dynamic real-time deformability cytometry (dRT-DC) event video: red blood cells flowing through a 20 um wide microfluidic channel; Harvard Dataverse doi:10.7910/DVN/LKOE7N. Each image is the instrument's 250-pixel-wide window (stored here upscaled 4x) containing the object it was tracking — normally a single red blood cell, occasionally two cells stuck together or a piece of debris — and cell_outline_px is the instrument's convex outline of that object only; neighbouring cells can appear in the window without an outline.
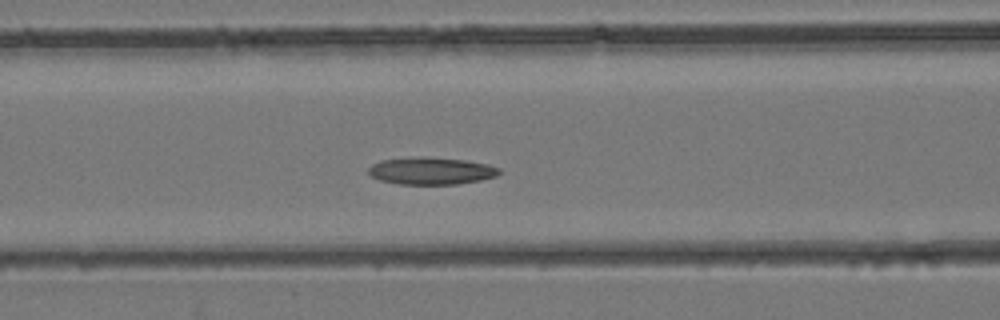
{"species": "common noctule bat (a hibernating species)", "species_latin": "Nyctalus noctula", "temperature_condition": "room temperature", "stored_images_in_passage": 33, "camera_frame_rate_fps": 3000, "um_per_image_px": 0.085, "animal": {"sex": "female", "body_mass_g": 24.6, "forearm_length_mm": 56.2}, "frame": {"image": 1, "passage_image": 13, "time_ms": 4.0, "image_size_px": [1000, 320], "cell_outline_px": [[500, 172], [496, 176], [480, 180], [456, 184], [400, 184], [380, 180], [372, 176], [368, 172], [368, 168], [372, 164], [380, 160], [464, 160], [488, 164], [500, 168]], "centroid_in_image_um": [36.69, 14.58], "position_along_channel_um": 129.9, "area_um2": 19.48}}
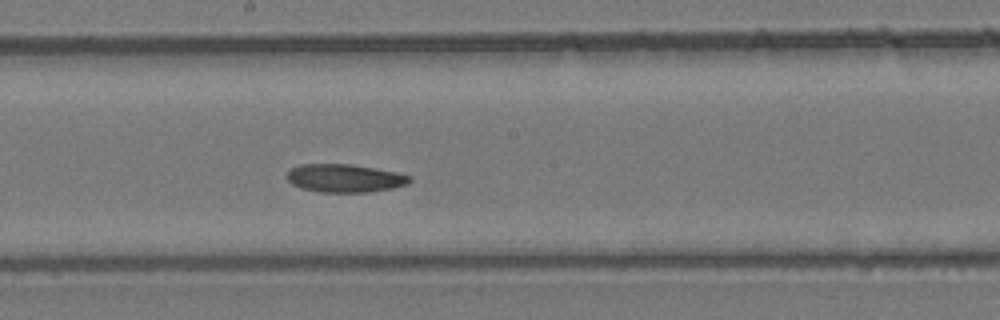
{"frame": {"image": 2, "passage_image": 18, "time_ms": 5.667, "image_size_px": [1000, 320], "cell_outline_px": [[412, 180], [408, 184], [392, 188], [372, 192], [320, 192], [300, 188], [292, 184], [288, 180], [288, 172], [292, 168], [300, 164], [348, 164], [396, 172], [408, 176]], "centroid_in_image_um": [29.29, 15.15], "position_along_channel_um": 218.9, "area_um2": 19.94}}
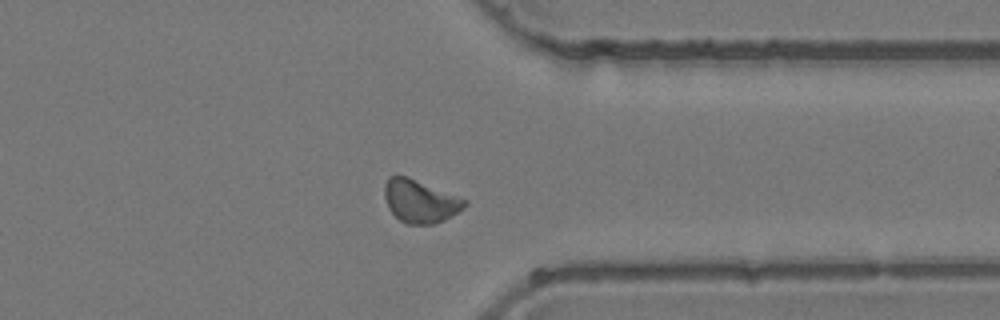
{"frame": {"image": 3, "passage_image": 27, "time_ms": 8.667, "image_size_px": [1000, 320], "cell_outline_px": [[468, 204], [464, 208], [444, 220], [432, 224], [408, 224], [400, 220], [388, 208], [384, 196], [384, 184], [388, 176], [408, 176], [468, 200]], "centroid_in_image_um": [35.7, 17.09], "position_along_channel_um": 375.7, "area_um2": 20.06}}